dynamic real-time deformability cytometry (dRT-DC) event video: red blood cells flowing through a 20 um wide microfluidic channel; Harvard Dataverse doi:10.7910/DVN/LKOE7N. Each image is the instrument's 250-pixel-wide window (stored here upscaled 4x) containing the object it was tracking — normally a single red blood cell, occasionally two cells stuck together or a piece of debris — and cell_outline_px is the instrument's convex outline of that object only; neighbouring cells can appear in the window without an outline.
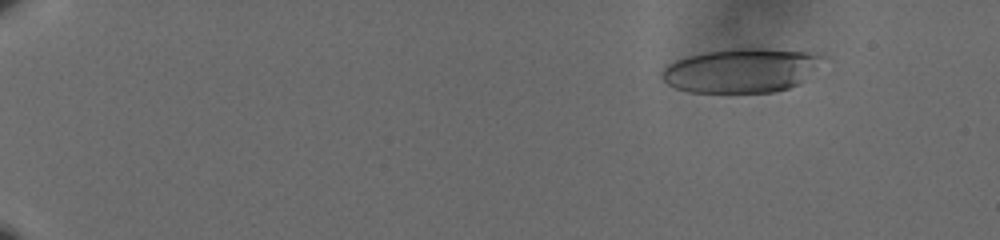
{"species": "human", "species_latin": "Homo sapiens", "temperature_condition": "cold", "stored_images_in_passage": 56, "camera_frame_rate_fps": 3000, "um_per_image_px": 0.085, "donor": {"sex": "male"}, "frame": {"image": 1, "passage_image": 4, "time_ms": 1.0, "image_size_px": [1000, 240], "cell_outline_px": [[824, 56], [796, 84], [788, 88], [772, 92], [688, 92], [676, 88], [668, 84], [664, 80], [664, 68], [668, 64], [676, 60], [688, 56], [704, 52], [740, 48], [764, 48], [804, 52]], "centroid_in_image_um": [62.9, 5.99], "position_along_channel_um": 22.1, "area_um2": 40.17}}
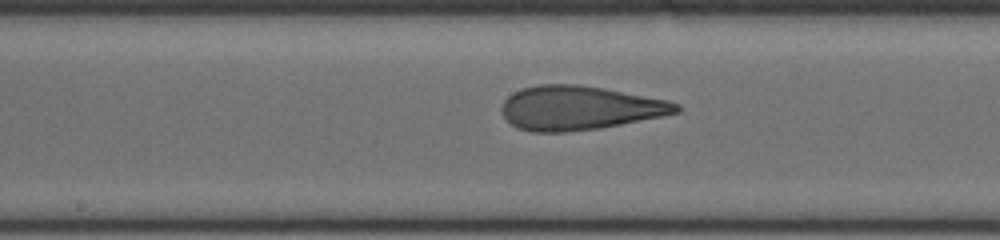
{"frame": {"image": 2, "passage_image": 31, "time_ms": 10.0, "image_size_px": [1000, 240], "cell_outline_px": [[680, 112], [664, 116], [600, 128], [564, 132], [532, 132], [520, 128], [512, 124], [504, 116], [500, 108], [504, 100], [512, 92], [524, 88], [540, 84], [580, 84], [604, 88], [668, 100], [680, 104]], "centroid_in_image_um": [49.27, 9.17], "position_along_channel_um": 198.9, "area_um2": 44.85}}
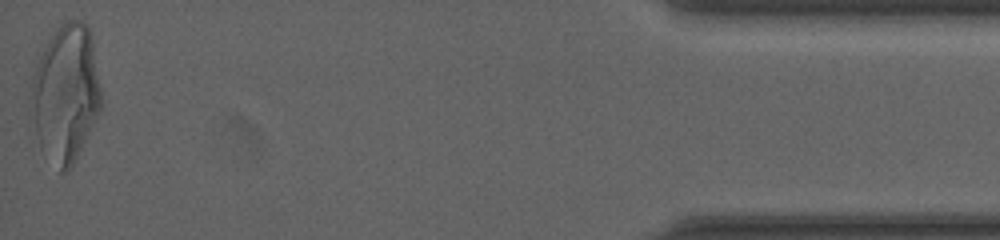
{"frame": {"image": 3, "passage_image": 56, "time_ms": 18.333, "image_size_px": [1000, 240], "cell_outline_px": [[100, 108], [68, 172], [60, 172], [36, 132], [32, 92], [32, 76], [36, 64], [48, 36], [60, 24], [68, 20], [80, 20], [88, 28], [92, 36], [100, 88]], "centroid_in_image_um": [5.6, 7.79], "position_along_channel_um": 429.6, "area_um2": 54.04}, "authors_computed_cell_mechanics": {"area_um2": 43.6968, "velocity_mm_per_s": 3.6216, "shape_relaxation_time_tau1_ms": 6.1954, "shape_relaxation_time_tau2_ms": 1.4482, "deformation_change_tau1": 0.2352, "deformation_change_tau2": 0.1041}}